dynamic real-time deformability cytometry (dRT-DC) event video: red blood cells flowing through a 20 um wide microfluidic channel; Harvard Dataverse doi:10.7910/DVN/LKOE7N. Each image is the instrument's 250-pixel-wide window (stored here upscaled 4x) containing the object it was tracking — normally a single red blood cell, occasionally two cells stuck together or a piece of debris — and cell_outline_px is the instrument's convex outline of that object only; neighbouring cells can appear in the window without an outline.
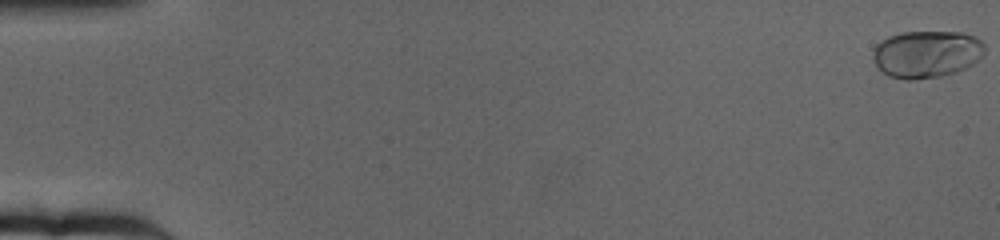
{"species": "human", "species_latin": "Homo sapiens", "temperature_condition": "cold", "stored_images_in_passage": 66, "camera_frame_rate_fps": 3000, "um_per_image_px": 0.085, "donor": {"sex": "female"}, "frame": {"image": 1, "passage_image": 1, "time_ms": 0.0, "image_size_px": [1000, 240], "cell_outline_px": [[984, 56], [980, 60], [964, 68], [940, 76], [916, 80], [904, 80], [888, 76], [880, 72], [872, 56], [872, 52], [876, 44], [880, 40], [888, 36], [900, 32], [960, 32], [976, 36], [984, 44]], "centroid_in_image_um": [78.73, 4.59], "position_along_channel_um": 6.3, "area_um2": 31.15}}
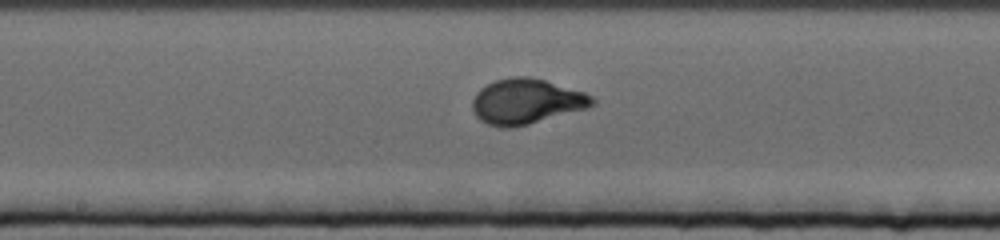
{"frame": {"image": 2, "passage_image": 36, "time_ms": 11.667, "image_size_px": [1000, 240], "cell_outline_px": [[596, 104], [588, 108], [528, 124], [512, 128], [500, 128], [488, 124], [480, 120], [476, 116], [472, 108], [472, 100], [476, 92], [480, 88], [496, 80], [508, 76], [528, 76], [544, 80], [584, 92], [592, 96], [596, 100]], "centroid_in_image_um": [44.72, 8.62], "position_along_channel_um": 203.5, "area_um2": 31.73}}
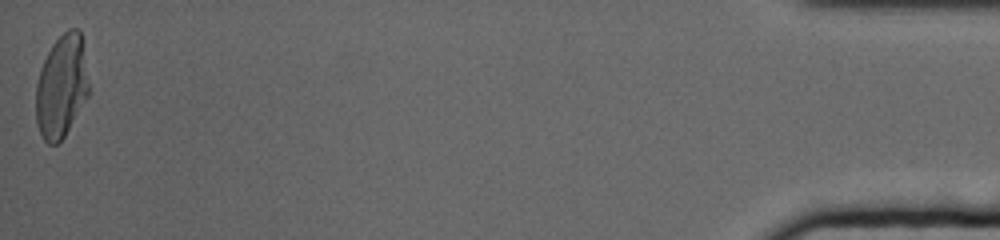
{"frame": {"image": 3, "passage_image": 66, "time_ms": 21.667, "image_size_px": [1000, 240], "cell_outline_px": [[92, 92], [64, 136], [56, 144], [48, 144], [44, 140], [36, 124], [36, 84], [40, 68], [52, 44], [68, 28], [80, 28]], "centroid_in_image_um": [5.27, 7.33], "position_along_channel_um": 429.9, "area_um2": 32.37}, "authors_computed_cell_mechanics": {"area_um2": 30.2005, "velocity_mm_per_s": 3.1453, "shape_relaxation_time_tau1_ms": 3.8264, "shape_relaxation_time_tau2_ms": null, "deformation_change_tau1": 0.1833, "deformation_change_tau2": null}}